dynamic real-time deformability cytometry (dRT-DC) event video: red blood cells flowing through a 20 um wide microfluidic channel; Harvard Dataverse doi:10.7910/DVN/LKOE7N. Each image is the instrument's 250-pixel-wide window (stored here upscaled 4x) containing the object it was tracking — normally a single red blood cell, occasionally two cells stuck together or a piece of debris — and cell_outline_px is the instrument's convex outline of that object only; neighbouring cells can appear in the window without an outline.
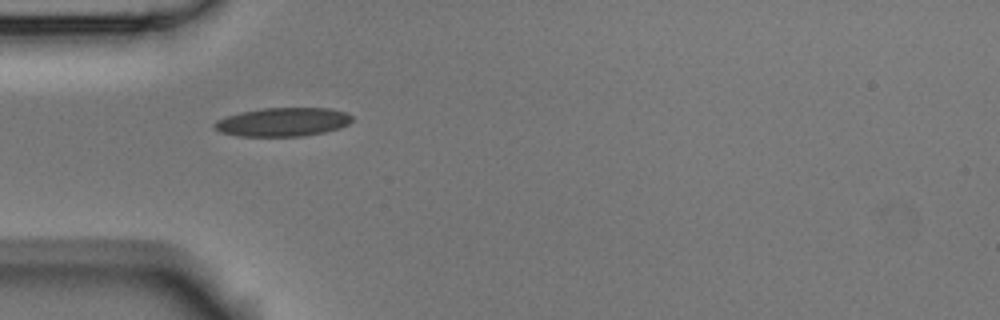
{"species": "Egyptian fruit bat (a non-hibernating species)", "species_latin": "Rousettus aegyptiacus", "temperature_condition": "room temperature", "stored_images_in_passage": 2, "camera_frame_rate_fps": 3000, "um_per_image_px": 0.085, "animal": {"sex": "male"}, "frame": {"image": 1, "passage_image": 1, "time_ms": 0.0, "image_size_px": [1000, 320], "cell_outline_px": [[352, 120], [348, 124], [324, 132], [300, 136], [240, 136], [220, 132], [212, 124], [216, 120], [240, 112], [260, 108], [328, 108], [344, 112], [352, 116]], "centroid_in_image_um": [24.0, 10.36], "position_along_channel_um": 61.0, "area_um2": 22.77}}
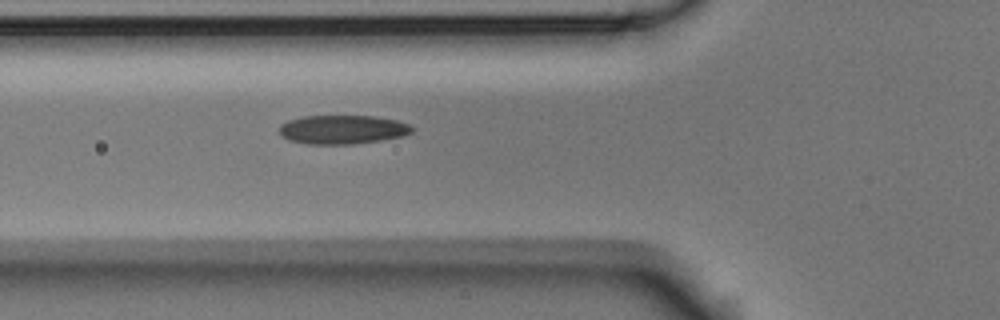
{"frame": {"image": 2, "passage_image": 2, "time_ms": 0.333, "image_size_px": [1000, 320], "cell_outline_px": [[416, 128], [412, 132], [404, 136], [380, 140], [352, 144], [308, 144], [288, 140], [280, 136], [280, 124], [288, 120], [304, 116], [372, 116], [396, 120], [408, 124]], "centroid_in_image_um": [29.11, 11.01], "position_along_channel_um": 96.7, "area_um2": 22.43}}